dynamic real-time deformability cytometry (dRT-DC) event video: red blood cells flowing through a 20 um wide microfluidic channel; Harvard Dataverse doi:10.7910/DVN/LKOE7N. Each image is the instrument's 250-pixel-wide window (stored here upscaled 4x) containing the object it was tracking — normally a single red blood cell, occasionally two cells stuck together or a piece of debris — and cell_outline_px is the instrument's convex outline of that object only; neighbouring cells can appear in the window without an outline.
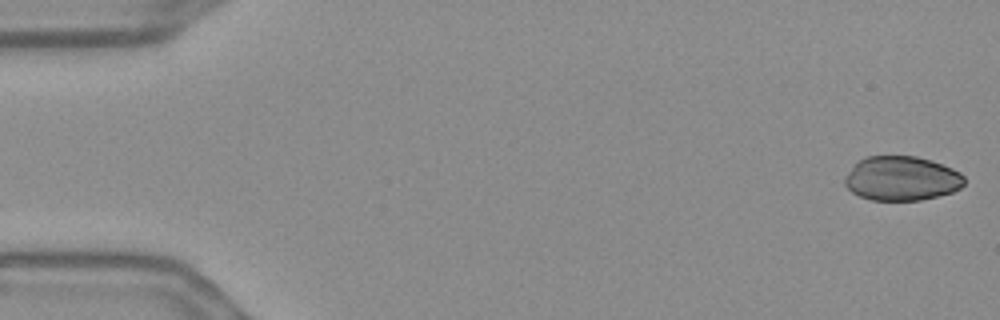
{"species": "Egyptian fruit bat (a non-hibernating species)", "species_latin": "Rousettus aegyptiacus", "temperature_condition": "warm", "stored_images_in_passage": 55, "camera_frame_rate_fps": 3000, "um_per_image_px": 0.085, "frame": {"image": 1, "passage_image": 1, "time_ms": 0.0, "image_size_px": [1000, 320], "cell_outline_px": [[964, 184], [960, 188], [952, 192], [920, 200], [872, 200], [860, 196], [852, 192], [844, 184], [844, 176], [852, 164], [868, 156], [916, 156], [932, 160], [952, 168], [960, 172], [964, 176]], "centroid_in_image_um": [76.62, 15.16], "position_along_channel_um": 8.4, "area_um2": 31.04}}
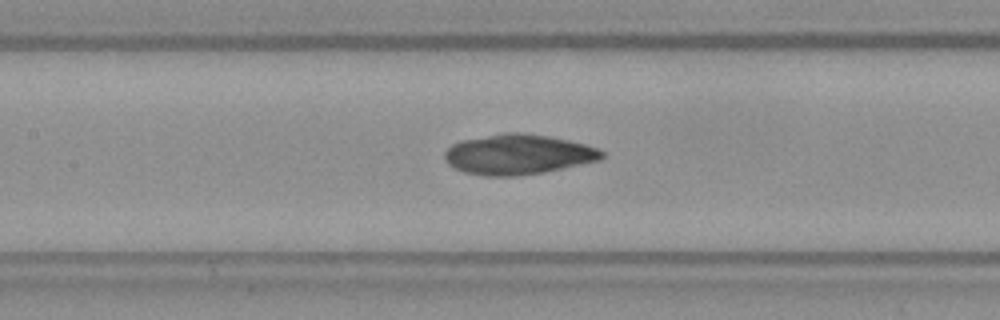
{"frame": {"image": 2, "passage_image": 25, "time_ms": 8.0, "image_size_px": [1000, 320], "cell_outline_px": [[604, 156], [600, 160], [564, 168], [544, 172], [516, 176], [484, 176], [464, 172], [448, 164], [444, 160], [444, 152], [452, 144], [460, 140], [504, 132], [524, 132], [548, 136], [568, 140], [584, 144], [596, 148], [604, 152]], "centroid_in_image_um": [44.01, 13.12], "position_along_channel_um": 163.4, "area_um2": 36.93}}
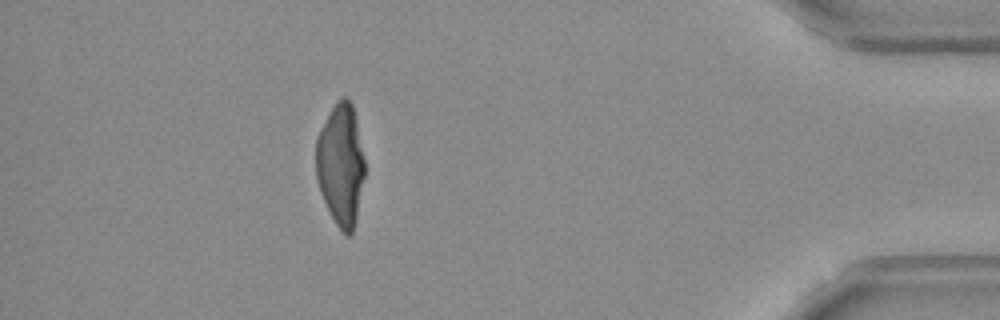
{"frame": {"image": 3, "passage_image": 49, "time_ms": 16.0, "image_size_px": [1000, 320], "cell_outline_px": [[364, 176], [356, 216], [352, 232], [348, 236], [344, 236], [336, 224], [320, 192], [316, 180], [316, 136], [320, 128], [336, 100], [340, 96], [344, 96], [352, 104], [356, 120], [364, 160]], "centroid_in_image_um": [28.93, 13.97], "position_along_channel_um": 406.3, "area_um2": 34.39}}